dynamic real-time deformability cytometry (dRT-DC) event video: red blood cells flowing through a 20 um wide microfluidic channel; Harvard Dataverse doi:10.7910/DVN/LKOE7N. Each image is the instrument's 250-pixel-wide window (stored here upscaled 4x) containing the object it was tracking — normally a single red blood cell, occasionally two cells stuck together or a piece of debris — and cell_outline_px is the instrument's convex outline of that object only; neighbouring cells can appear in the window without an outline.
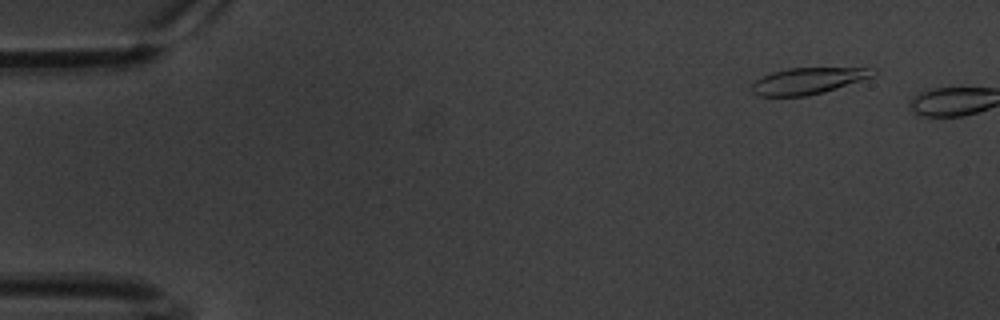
{"species": "common noctule bat (a hibernating species)", "species_latin": "Nyctalus noctula", "temperature_condition": "warm", "stored_images_in_passage": 4, "camera_frame_rate_fps": 3000, "um_per_image_px": 0.085, "animal": {"sex": "male", "body_mass_g": 20.1, "forearm_length_mm": 53.5}, "frame": {"image": 1, "passage_image": 2, "time_ms": 0.333, "image_size_px": [1000, 320], "cell_outline_px": [[876, 72], [872, 76], [824, 92], [808, 96], [756, 96], [752, 92], [752, 84], [756, 80], [772, 72], [788, 68], [876, 68]], "centroid_in_image_um": [68.64, 6.88], "position_along_channel_um": 16.4, "area_um2": 18.44}}